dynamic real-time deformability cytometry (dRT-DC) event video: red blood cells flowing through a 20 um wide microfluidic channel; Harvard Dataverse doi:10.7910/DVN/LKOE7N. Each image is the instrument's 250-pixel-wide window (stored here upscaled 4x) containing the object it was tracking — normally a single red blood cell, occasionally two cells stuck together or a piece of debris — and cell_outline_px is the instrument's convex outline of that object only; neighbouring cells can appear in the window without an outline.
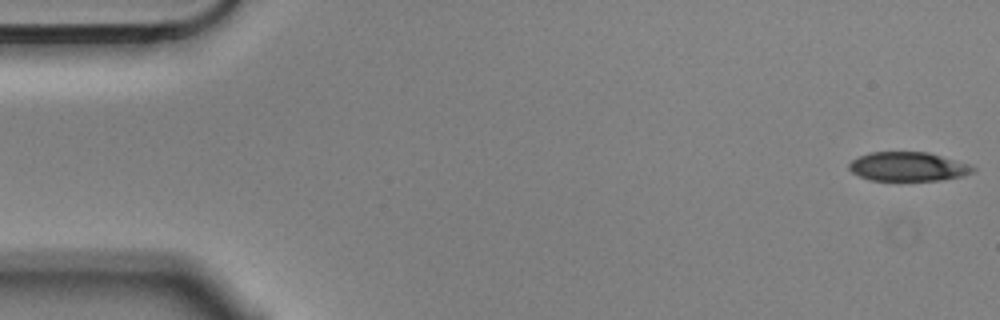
{"species": "Egyptian fruit bat (a non-hibernating species)", "species_latin": "Rousettus aegyptiacus", "temperature_condition": "cold", "stored_images_in_passage": 5, "camera_frame_rate_fps": 3000, "um_per_image_px": 0.085, "animal": {"sex": "male"}, "frame": {"image": 1, "passage_image": 1, "time_ms": 0.0, "image_size_px": [1000, 320], "cell_outline_px": [[976, 168], [972, 172], [960, 176], [940, 180], [872, 180], [860, 176], [852, 172], [848, 168], [848, 164], [852, 160], [868, 152], [928, 152], [972, 164]], "centroid_in_image_um": [77.19, 14.15], "position_along_channel_um": 7.8, "area_um2": 20.92}}